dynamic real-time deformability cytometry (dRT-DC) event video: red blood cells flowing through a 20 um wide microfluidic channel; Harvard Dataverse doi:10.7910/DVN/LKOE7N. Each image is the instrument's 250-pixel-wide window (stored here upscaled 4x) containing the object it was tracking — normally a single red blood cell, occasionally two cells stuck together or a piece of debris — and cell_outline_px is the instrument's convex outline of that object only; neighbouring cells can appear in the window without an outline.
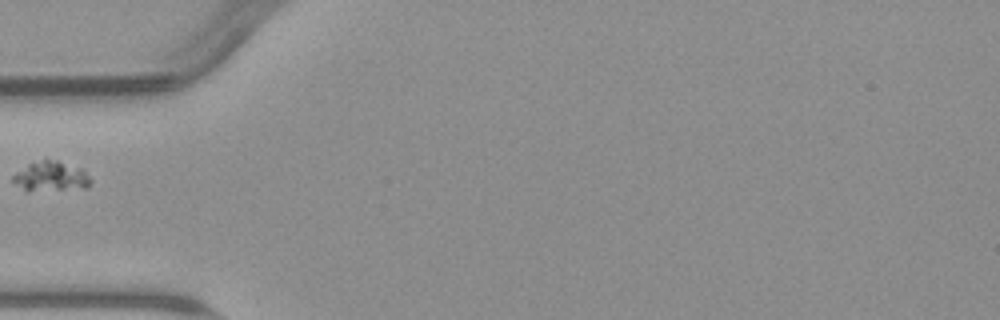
{"species": "common noctule bat (a hibernating species)", "species_latin": "Nyctalus noctula", "temperature_condition": "warm", "stored_images_in_passage": 1, "camera_frame_rate_fps": 3000, "um_per_image_px": 0.085, "animal": {"sex": "male", "body_mass_g": 23.1, "forearm_length_mm": 52.7}, "frame": {"image": 1, "passage_image": 1, "time_ms": 0.0, "image_size_px": [1000, 320], "cell_outline_px": [[92, 184], [88, 188], [28, 192], [12, 180], [12, 176], [16, 172], [28, 164], [44, 156], [84, 168], [92, 180]], "centroid_in_image_um": [4.38, 14.97], "position_along_channel_um": 80.6, "area_um2": 14.28}}